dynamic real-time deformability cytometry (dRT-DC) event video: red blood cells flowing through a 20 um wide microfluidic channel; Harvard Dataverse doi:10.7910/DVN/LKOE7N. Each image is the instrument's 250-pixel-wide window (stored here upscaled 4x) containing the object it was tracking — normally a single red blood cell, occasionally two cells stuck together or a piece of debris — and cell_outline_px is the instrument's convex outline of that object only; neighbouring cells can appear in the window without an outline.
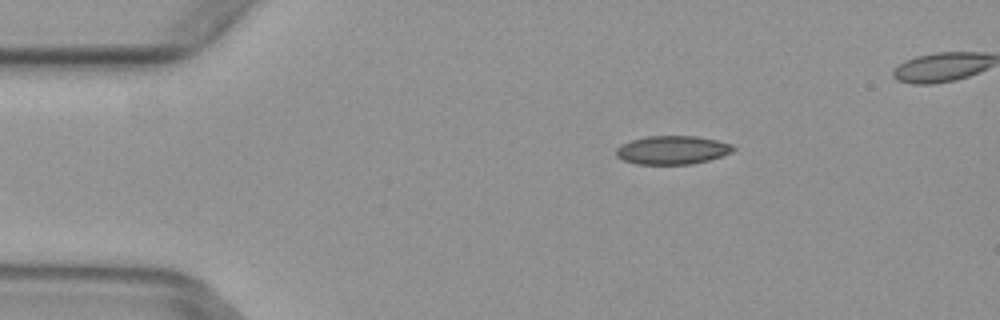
{"species": "common noctule bat (a hibernating species)", "species_latin": "Nyctalus noctula", "temperature_condition": "warm", "stored_images_in_passage": 3, "camera_frame_rate_fps": 3000, "um_per_image_px": 0.085, "animal": {"sex": "female", "body_mass_g": 29.2, "forearm_length_mm": 56.3}, "frame": {"image": 1, "passage_image": 1, "time_ms": 0.0, "image_size_px": [1000, 320], "cell_outline_px": [[736, 148], [732, 152], [708, 160], [692, 164], [636, 164], [624, 160], [616, 156], [616, 148], [620, 144], [632, 140], [648, 136], [696, 136], [716, 140], [732, 144]], "centroid_in_image_um": [57.14, 12.75], "position_along_channel_um": 27.9, "area_um2": 19.42}}